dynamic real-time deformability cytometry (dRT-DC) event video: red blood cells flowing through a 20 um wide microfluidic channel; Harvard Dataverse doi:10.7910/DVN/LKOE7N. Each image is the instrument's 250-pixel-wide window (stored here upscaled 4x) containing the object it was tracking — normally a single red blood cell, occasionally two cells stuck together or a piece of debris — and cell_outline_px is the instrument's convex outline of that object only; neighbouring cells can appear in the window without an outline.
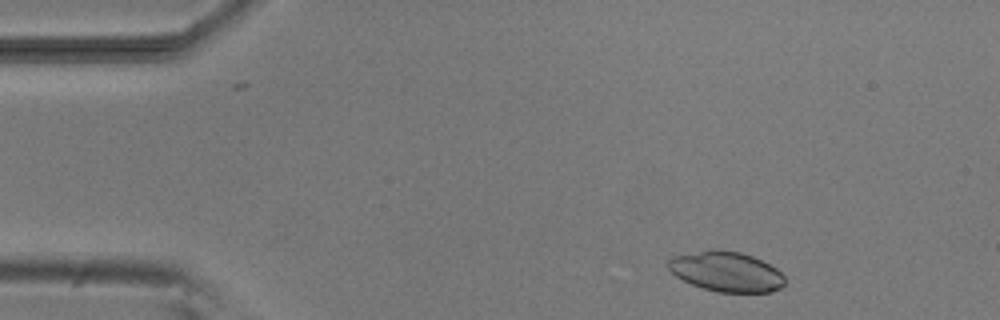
{"species": "common noctule bat (a hibernating species)", "species_latin": "Nyctalus noctula", "temperature_condition": "room temperature", "stored_images_in_passage": 2, "camera_frame_rate_fps": 3000, "um_per_image_px": 0.085, "animal": {"sex": "male", "body_mass_g": 20.5, "forearm_length_mm": 52.5}, "frame": {"image": 1, "passage_image": 2, "time_ms": 1.0, "image_size_px": [1000, 320], "cell_outline_px": [[784, 284], [780, 288], [772, 292], [716, 292], [692, 284], [676, 276], [668, 268], [668, 260], [672, 256], [716, 248], [740, 252], [752, 256], [776, 268], [784, 276]], "centroid_in_image_um": [61.73, 23.08], "position_along_channel_um": 23.3, "area_um2": 27.11}}